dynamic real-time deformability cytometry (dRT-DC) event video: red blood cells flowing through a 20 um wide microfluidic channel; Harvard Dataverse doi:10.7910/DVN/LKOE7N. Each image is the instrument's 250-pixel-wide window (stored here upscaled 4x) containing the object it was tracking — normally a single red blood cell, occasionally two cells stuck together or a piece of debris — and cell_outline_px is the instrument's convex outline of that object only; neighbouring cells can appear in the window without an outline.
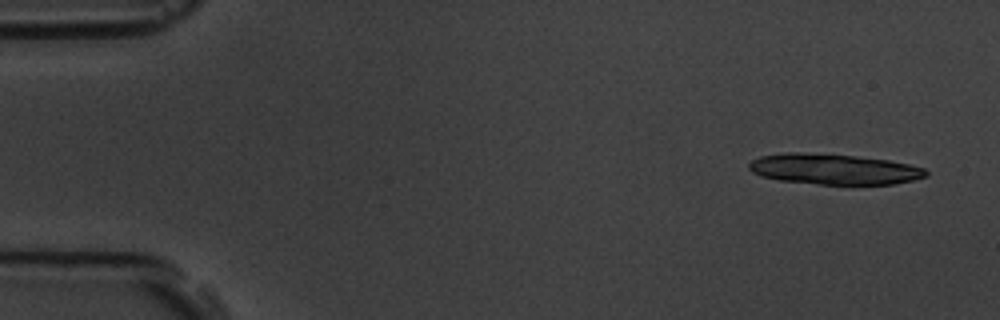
{"species": "common noctule bat (a hibernating species)", "species_latin": "Nyctalus noctula", "temperature_condition": "room temperature", "stored_images_in_passage": 4, "camera_frame_rate_fps": 3000, "um_per_image_px": 0.085, "animal": {"sex": "male", "body_mass_g": 19.5, "forearm_length_mm": 54.6}, "frame": {"image": 1, "passage_image": 1, "time_ms": 0.0, "image_size_px": [1000, 320], "cell_outline_px": [[928, 176], [912, 180], [892, 184], [820, 184], [780, 180], [760, 176], [752, 172], [748, 168], [748, 164], [752, 160], [760, 156], [784, 152], [800, 152], [856, 156], [888, 160], [908, 164], [924, 168], [928, 172]], "centroid_in_image_um": [70.85, 14.37], "position_along_channel_um": 14.1, "area_um2": 31.44}}